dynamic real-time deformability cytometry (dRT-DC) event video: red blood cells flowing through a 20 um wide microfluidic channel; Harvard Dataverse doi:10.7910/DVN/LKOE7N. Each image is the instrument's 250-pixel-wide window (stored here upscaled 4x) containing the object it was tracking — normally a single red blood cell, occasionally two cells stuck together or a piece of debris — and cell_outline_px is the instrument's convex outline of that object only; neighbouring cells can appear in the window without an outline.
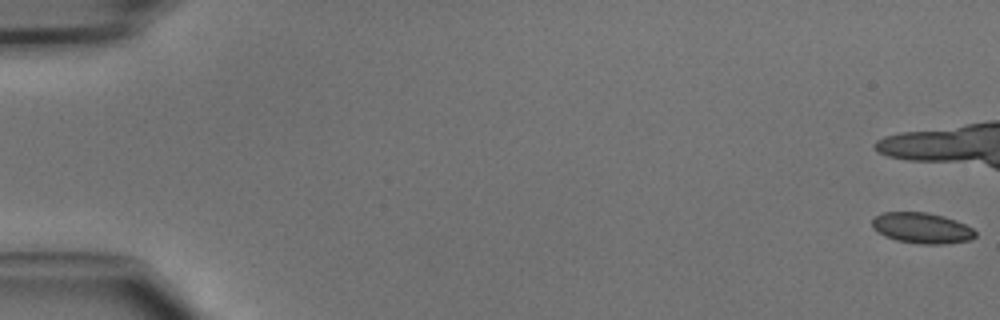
{"species": "common noctule bat (a hibernating species)", "species_latin": "Nyctalus noctula", "temperature_condition": "cold", "stored_images_in_passage": 12, "camera_frame_rate_fps": 3000, "um_per_image_px": 0.085, "animal": {"sex": "male", "body_mass_g": 15.6}, "frame": {"image": 1, "passage_image": 1, "time_ms": 0.0, "image_size_px": [1000, 320], "cell_outline_px": [[976, 236], [972, 240], [944, 244], [920, 244], [896, 240], [884, 236], [872, 228], [872, 220], [876, 216], [884, 212], [928, 212], [944, 216], [956, 220], [972, 228], [976, 232]], "centroid_in_image_um": [78.37, 19.38], "position_along_channel_um": 6.6, "area_um2": 18.61}}